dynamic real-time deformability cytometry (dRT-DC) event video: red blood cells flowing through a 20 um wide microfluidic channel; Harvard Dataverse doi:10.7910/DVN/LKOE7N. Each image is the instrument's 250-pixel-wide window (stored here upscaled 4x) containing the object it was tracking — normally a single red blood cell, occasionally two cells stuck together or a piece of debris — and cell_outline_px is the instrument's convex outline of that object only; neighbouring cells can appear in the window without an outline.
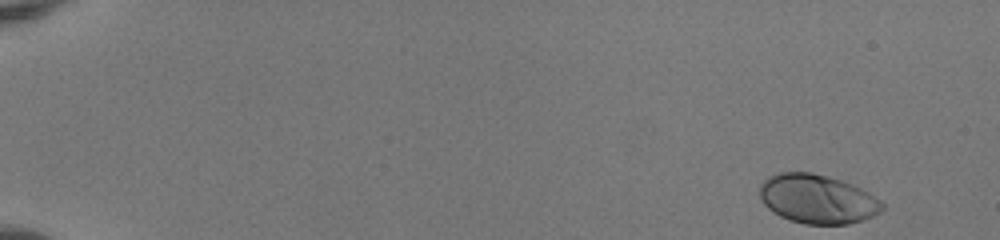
{"species": "human", "species_latin": "Homo sapiens", "temperature_condition": "room temperature", "stored_images_in_passage": 50, "camera_frame_rate_fps": 3000, "um_per_image_px": 0.085, "donor": {"sex": "female"}, "frame": {"image": 1, "passage_image": 1, "time_ms": 0.0, "image_size_px": [1000, 240], "cell_outline_px": [[884, 208], [880, 212], [864, 220], [848, 224], [804, 224], [788, 220], [772, 212], [764, 204], [760, 196], [760, 184], [768, 176], [780, 172], [812, 172], [840, 180], [852, 184], [868, 192], [880, 200], [884, 204]], "centroid_in_image_um": [69.47, 16.92], "position_along_channel_um": 15.5, "area_um2": 35.14}}
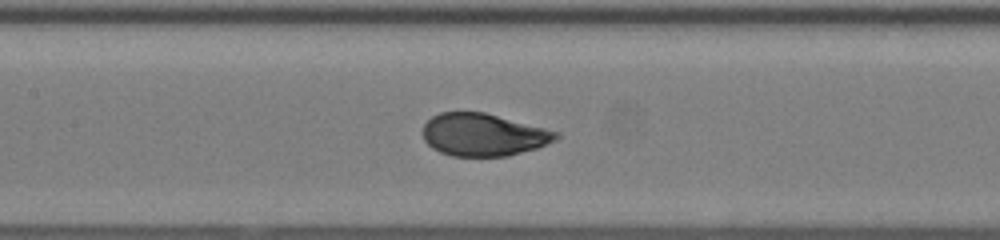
{"frame": {"image": 2, "passage_image": 25, "time_ms": 8.0, "image_size_px": [1000, 240], "cell_outline_px": [[560, 136], [556, 140], [536, 148], [508, 156], [452, 156], [440, 152], [432, 148], [424, 140], [424, 124], [432, 116], [440, 112], [484, 112], [560, 132]], "centroid_in_image_um": [41.09, 11.45], "position_along_channel_um": 166.3, "area_um2": 32.89}}
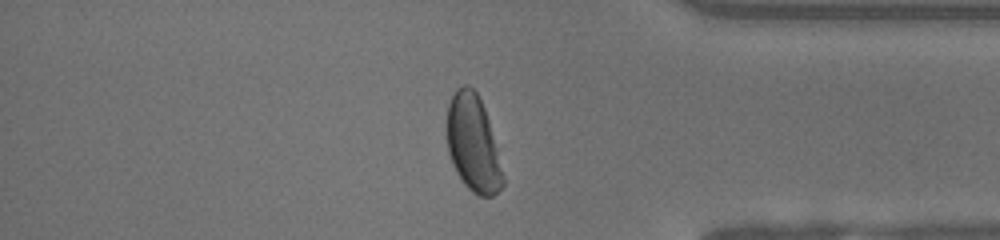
{"frame": {"image": 3, "passage_image": 43, "time_ms": 14.0, "image_size_px": [1000, 240], "cell_outline_px": [[504, 184], [492, 196], [480, 196], [472, 192], [464, 184], [456, 172], [452, 164], [448, 152], [448, 104], [456, 88], [464, 84], [468, 84], [476, 92], [484, 108], [488, 120], [504, 176]], "centroid_in_image_um": [40.2, 12.21], "position_along_channel_um": 395.0, "area_um2": 31.04}, "authors_computed_cell_mechanics": {"area_um2": 33.9864, "velocity_mm_per_s": 4.0068, "shape_relaxation_time_tau1_ms": 2.8896, "shape_relaxation_time_tau2_ms": null, "deformation_change_tau1": 0.1613, "deformation_change_tau2": null}}